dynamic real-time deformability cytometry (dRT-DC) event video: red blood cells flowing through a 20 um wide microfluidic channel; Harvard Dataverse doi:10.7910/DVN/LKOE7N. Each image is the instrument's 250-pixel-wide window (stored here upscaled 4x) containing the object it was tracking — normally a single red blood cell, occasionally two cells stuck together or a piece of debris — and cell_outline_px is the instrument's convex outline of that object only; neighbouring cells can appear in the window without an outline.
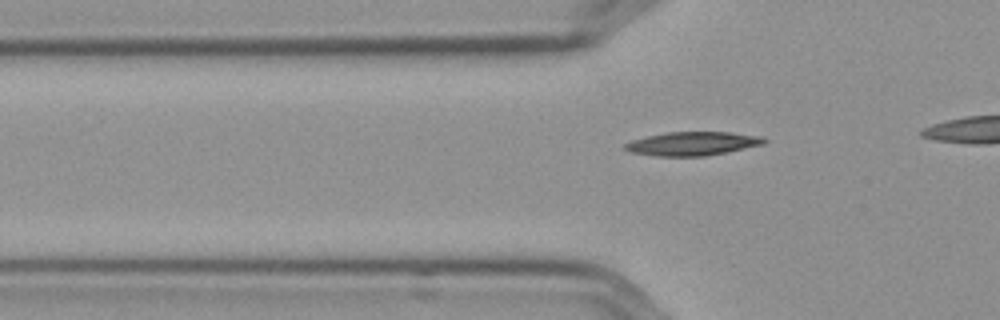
{"species": "Egyptian fruit bat (a non-hibernating species)", "species_latin": "Rousettus aegyptiacus", "temperature_condition": "cold", "stored_images_in_passage": 11, "camera_frame_rate_fps": 3000, "um_per_image_px": 0.085, "frame": {"image": 1, "passage_image": 4, "time_ms": 1.0, "image_size_px": [1000, 320], "cell_outline_px": [[768, 140], [764, 144], [728, 152], [704, 156], [656, 156], [628, 152], [624, 148], [624, 144], [632, 140], [648, 136], [668, 132], [732, 132], [764, 136]], "centroid_in_image_um": [58.9, 12.21], "position_along_channel_um": 66.9, "area_um2": 19.36}}
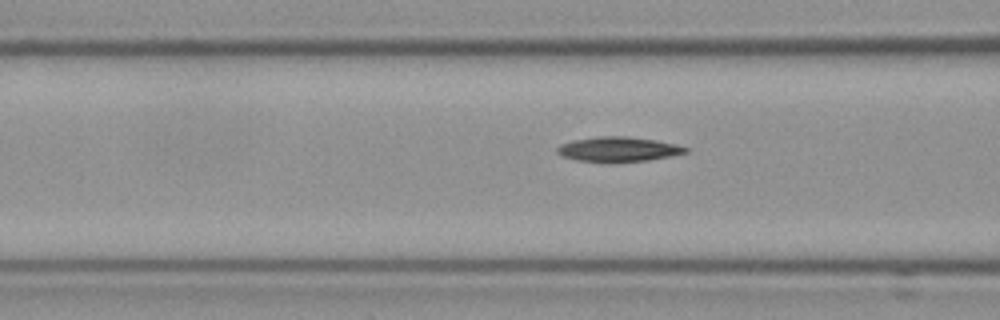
{"frame": {"image": 2, "passage_image": 8, "time_ms": 2.333, "image_size_px": [1000, 320], "cell_outline_px": [[688, 152], [648, 160], [576, 160], [564, 156], [556, 152], [556, 148], [560, 144], [572, 140], [596, 136], [624, 136], [656, 140], [676, 144], [688, 148]], "centroid_in_image_um": [52.54, 12.64], "position_along_channel_um": 114.1, "area_um2": 17.86}}